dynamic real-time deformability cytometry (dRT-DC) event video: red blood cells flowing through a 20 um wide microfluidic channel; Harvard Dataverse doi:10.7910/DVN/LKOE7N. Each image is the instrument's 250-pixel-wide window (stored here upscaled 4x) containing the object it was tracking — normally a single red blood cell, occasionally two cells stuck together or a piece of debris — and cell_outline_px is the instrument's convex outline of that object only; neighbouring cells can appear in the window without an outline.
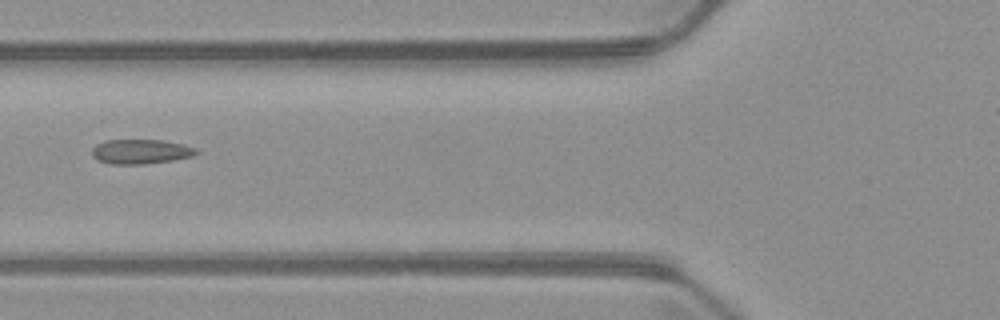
{"species": "common noctule bat (a hibernating species)", "species_latin": "Nyctalus noctula", "temperature_condition": "warm", "stored_images_in_passage": 6, "camera_frame_rate_fps": 3000, "um_per_image_px": 0.085, "animal": {"sex": "male", "body_mass_g": 23.1, "forearm_length_mm": 52.7}, "frame": {"image": 1, "passage_image": 5, "time_ms": 6.0, "image_size_px": [1000, 320], "cell_outline_px": [[200, 152], [192, 156], [172, 160], [144, 164], [108, 164], [96, 160], [92, 156], [92, 148], [96, 144], [104, 140], [164, 140], [184, 144], [196, 148]], "centroid_in_image_um": [11.94, 12.88], "position_along_channel_um": 113.9, "area_um2": 15.14}}
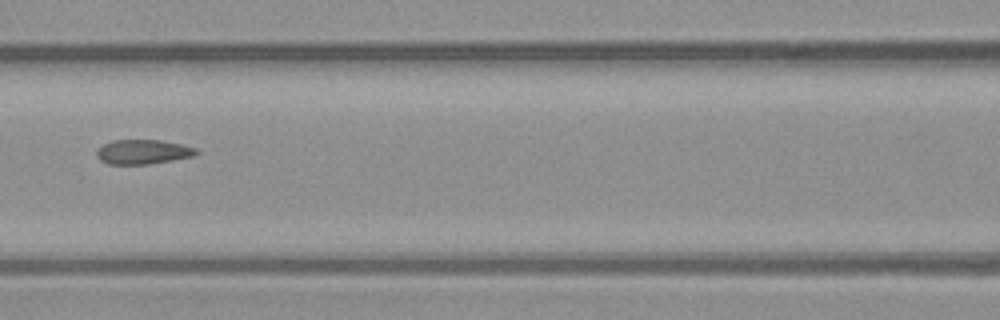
{"frame": {"image": 2, "passage_image": 6, "time_ms": 7.0, "image_size_px": [1000, 320], "cell_outline_px": [[200, 152], [192, 156], [172, 160], [148, 164], [108, 164], [100, 160], [96, 156], [96, 152], [104, 144], [112, 140], [160, 140], [184, 144], [196, 148]], "centroid_in_image_um": [12.17, 12.9], "position_along_channel_um": 154.4, "area_um2": 14.22}}